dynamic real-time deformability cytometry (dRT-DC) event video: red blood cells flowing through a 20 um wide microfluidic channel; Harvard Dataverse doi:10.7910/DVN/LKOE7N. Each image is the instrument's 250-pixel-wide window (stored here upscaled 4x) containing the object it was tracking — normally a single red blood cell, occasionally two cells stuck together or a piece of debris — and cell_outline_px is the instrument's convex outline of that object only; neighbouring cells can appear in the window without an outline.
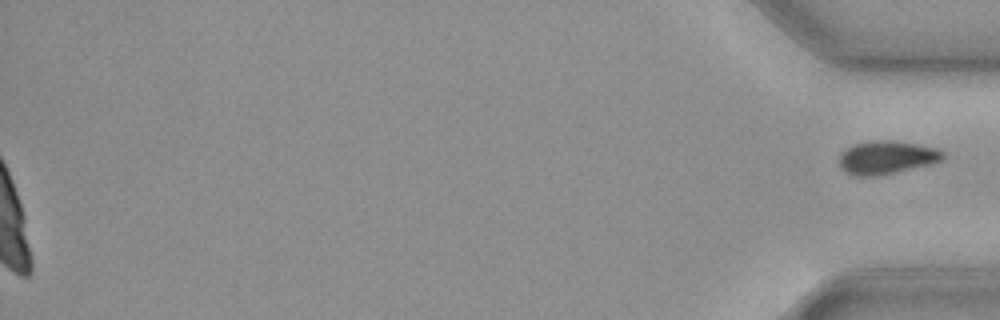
{"species": "common noctule bat (a hibernating species)", "species_latin": "Nyctalus noctula", "temperature_condition": "cold", "stored_images_in_passage": 50, "segment_of_instrument_passage": [2, 2], "camera_frame_rate_fps": 3000, "um_per_image_px": 0.085, "animal": {"sex": "female", "body_mass_g": 19.3, "forearm_length_mm": 54.1}, "frame": {"image": 1, "passage_image": 50, "time_ms": 16.333, "image_size_px": [1000, 320], "cell_outline_px": [[944, 156], [940, 160], [932, 164], [896, 172], [872, 176], [856, 176], [844, 172], [840, 168], [840, 156], [848, 148], [856, 144], [872, 140], [880, 140], [916, 144], [940, 148], [944, 152]], "centroid_in_image_um": [75.39, 13.4], "position_along_channel_um": 359.8, "area_um2": 19.83}}